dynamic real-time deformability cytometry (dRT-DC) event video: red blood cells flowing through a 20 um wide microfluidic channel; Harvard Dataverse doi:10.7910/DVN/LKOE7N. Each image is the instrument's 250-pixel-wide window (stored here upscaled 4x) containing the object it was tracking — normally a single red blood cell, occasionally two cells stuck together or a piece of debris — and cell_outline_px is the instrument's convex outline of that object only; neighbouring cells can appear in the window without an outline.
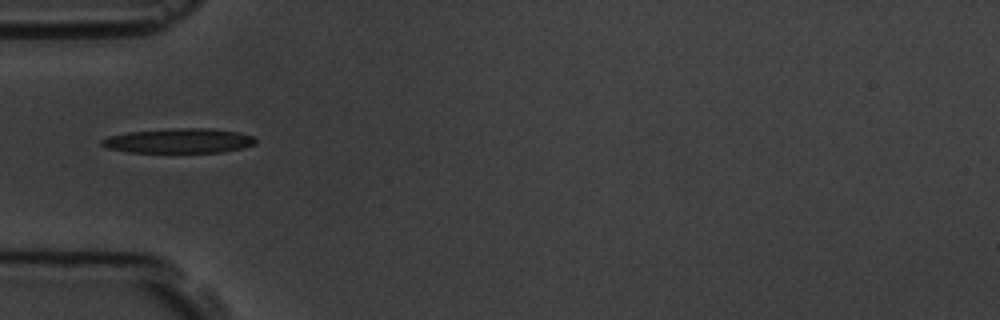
{"species": "common noctule bat (a hibernating species)", "species_latin": "Nyctalus noctula", "temperature_condition": "room temperature", "stored_images_in_passage": 1, "camera_frame_rate_fps": 3000, "um_per_image_px": 0.085, "animal": {"sex": "male", "body_mass_g": 19.5, "forearm_length_mm": 54.6}, "frame": {"image": 1, "passage_image": 1, "time_ms": 0.0, "image_size_px": [1000, 320], "cell_outline_px": [[256, 144], [244, 148], [220, 152], [128, 152], [108, 148], [100, 144], [100, 140], [108, 136], [128, 132], [172, 128], [212, 128], [240, 132], [252, 136], [256, 140]], "centroid_in_image_um": [15.23, 11.96], "position_along_channel_um": 69.8, "area_um2": 22.25}}